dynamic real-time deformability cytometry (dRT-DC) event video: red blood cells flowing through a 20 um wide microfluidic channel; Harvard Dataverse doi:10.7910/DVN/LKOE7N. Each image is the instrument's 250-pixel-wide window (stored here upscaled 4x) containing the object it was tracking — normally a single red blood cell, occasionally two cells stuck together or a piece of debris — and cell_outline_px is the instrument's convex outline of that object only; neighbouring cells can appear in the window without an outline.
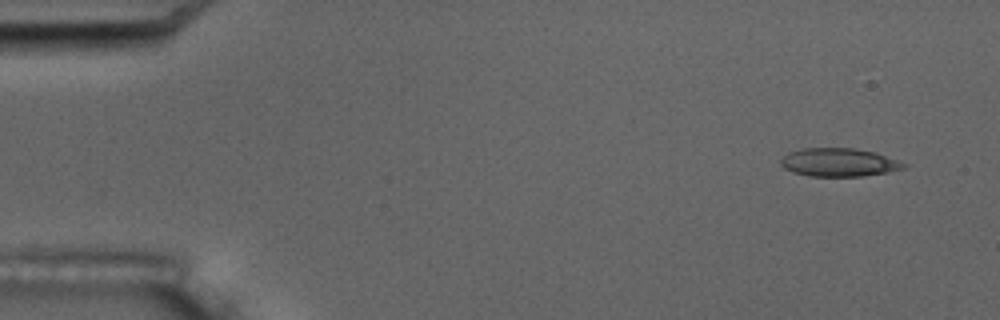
{"species": "common noctule bat (a hibernating species)", "species_latin": "Nyctalus noctula", "temperature_condition": "room temperature", "stored_images_in_passage": 4, "camera_frame_rate_fps": 3000, "um_per_image_px": 0.085, "animal": {"sex": "male", "body_mass_g": 17.5, "forearm_length_mm": 52.3}, "frame": {"image": 1, "passage_image": 1, "time_ms": 0.0, "image_size_px": [1000, 320], "cell_outline_px": [[908, 164], [904, 168], [888, 172], [864, 176], [808, 176], [792, 172], [784, 168], [780, 164], [780, 160], [788, 152], [804, 148], [856, 148], [876, 152]], "centroid_in_image_um": [71.3, 13.8], "position_along_channel_um": 13.7, "area_um2": 20.4}}